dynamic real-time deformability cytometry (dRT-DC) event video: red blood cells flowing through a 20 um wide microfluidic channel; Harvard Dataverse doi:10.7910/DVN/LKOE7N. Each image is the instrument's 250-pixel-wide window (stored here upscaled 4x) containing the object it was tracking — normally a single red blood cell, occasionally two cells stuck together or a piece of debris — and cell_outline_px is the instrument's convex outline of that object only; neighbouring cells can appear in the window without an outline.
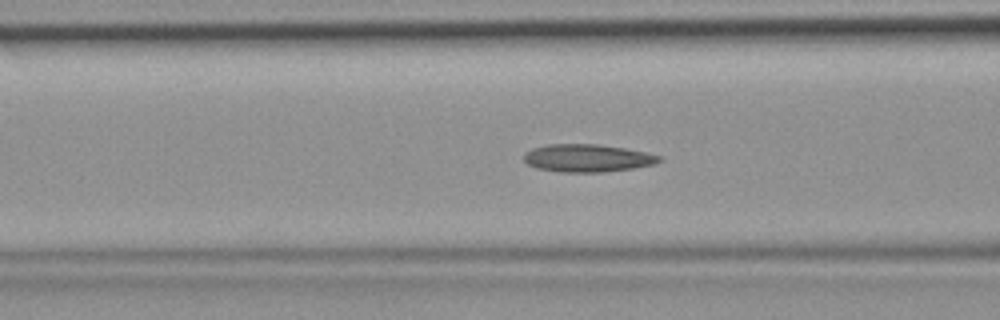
{"species": "common noctule bat (a hibernating species)", "species_latin": "Nyctalus noctula", "temperature_condition": "room temperature", "stored_images_in_passage": 38, "camera_frame_rate_fps": 3000, "um_per_image_px": 0.085, "animal": {"sex": "female", "body_mass_g": 19.9}, "frame": {"image": 1, "passage_image": 18, "time_ms": 5.667, "image_size_px": [1000, 320], "cell_outline_px": [[664, 160], [652, 164], [632, 168], [604, 172], [560, 172], [536, 168], [528, 164], [524, 160], [524, 152], [532, 148], [548, 144], [600, 144], [624, 148], [644, 152], [660, 156]], "centroid_in_image_um": [49.89, 13.43], "position_along_channel_um": 116.7, "area_um2": 21.85}}
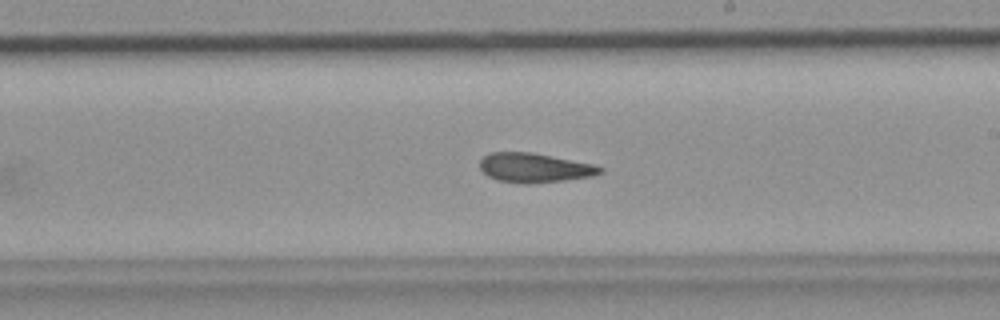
{"frame": {"image": 2, "passage_image": 27, "time_ms": 8.667, "image_size_px": [1000, 320], "cell_outline_px": [[604, 172], [592, 176], [564, 180], [524, 184], [496, 180], [488, 176], [480, 168], [480, 160], [488, 152], [532, 152], [596, 164], [604, 168]], "centroid_in_image_um": [45.45, 14.25], "position_along_channel_um": 243.5, "area_um2": 20.75}}
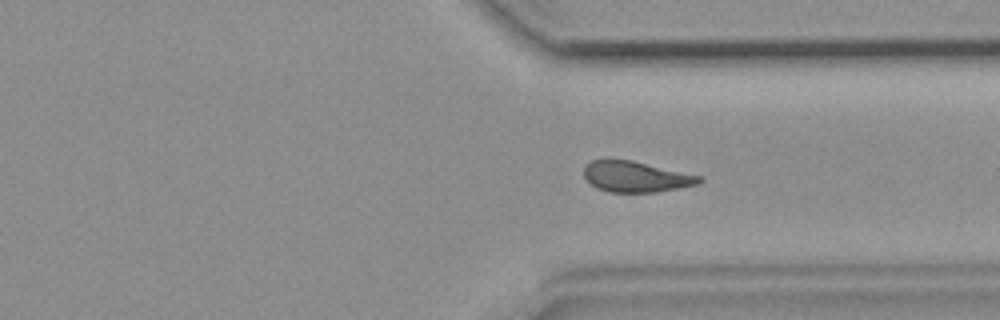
{"frame": {"image": 3, "passage_image": 35, "time_ms": 11.333, "image_size_px": [1000, 320], "cell_outline_px": [[704, 180], [700, 184], [656, 192], [612, 192], [596, 188], [584, 176], [584, 164], [592, 160], [632, 160], [704, 176]], "centroid_in_image_um": [54.11, 15.02], "position_along_channel_um": 357.3, "area_um2": 20.81}}